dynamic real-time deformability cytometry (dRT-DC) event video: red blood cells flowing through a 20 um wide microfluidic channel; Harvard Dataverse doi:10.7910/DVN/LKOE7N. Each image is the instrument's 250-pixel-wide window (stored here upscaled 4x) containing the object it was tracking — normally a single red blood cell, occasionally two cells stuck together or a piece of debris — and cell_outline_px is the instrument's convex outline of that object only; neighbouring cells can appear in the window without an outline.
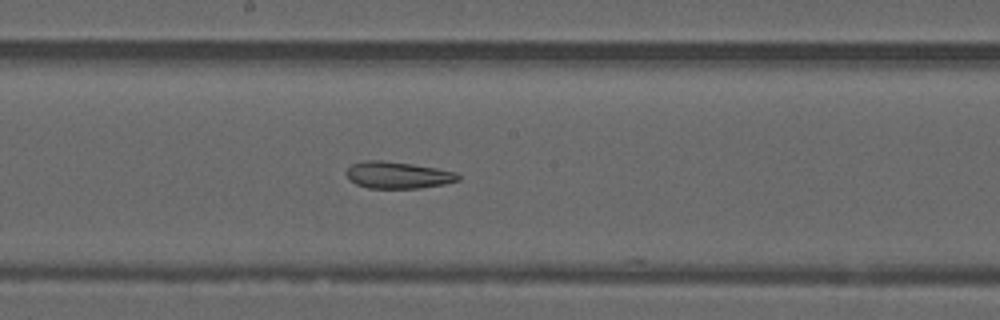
{"species": "common noctule bat (a hibernating species)", "species_latin": "Nyctalus noctula", "temperature_condition": "warm", "stored_images_in_passage": 27, "camera_frame_rate_fps": 3000, "um_per_image_px": 0.085, "animal": {"sex": "male", "forearm_length_mm": 52.5}, "frame": {"image": 1, "passage_image": 26, "time_ms": 8.333, "image_size_px": [1000, 320], "cell_outline_px": [[460, 180], [444, 184], [420, 188], [368, 188], [356, 184], [348, 180], [344, 172], [352, 164], [364, 160], [384, 160], [412, 164], [436, 168], [456, 172], [460, 176]], "centroid_in_image_um": [33.78, 14.88], "position_along_channel_um": 214.4, "area_um2": 17.63}}